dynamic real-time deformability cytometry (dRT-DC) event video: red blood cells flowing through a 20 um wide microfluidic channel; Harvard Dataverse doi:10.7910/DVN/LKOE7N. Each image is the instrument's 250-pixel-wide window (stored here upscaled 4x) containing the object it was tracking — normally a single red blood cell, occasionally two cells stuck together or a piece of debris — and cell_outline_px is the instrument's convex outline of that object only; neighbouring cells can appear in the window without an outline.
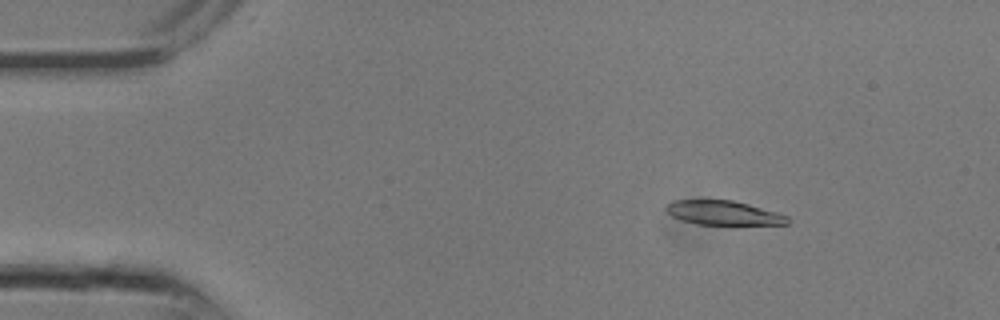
{"species": "common noctule bat (a hibernating species)", "species_latin": "Nyctalus noctula", "temperature_condition": "room temperature", "stored_images_in_passage": 13, "camera_frame_rate_fps": 3000, "um_per_image_px": 0.085, "animal": {"sex": "male", "body_mass_g": 13.3}, "frame": {"image": 1, "passage_image": 4, "time_ms": 1.0, "image_size_px": [1000, 320], "cell_outline_px": [[788, 224], [736, 228], [696, 224], [680, 220], [672, 216], [664, 208], [672, 200], [732, 200], [748, 204], [776, 212], [788, 216]], "centroid_in_image_um": [61.55, 18.17], "position_along_channel_um": 23.5, "area_um2": 18.26}}
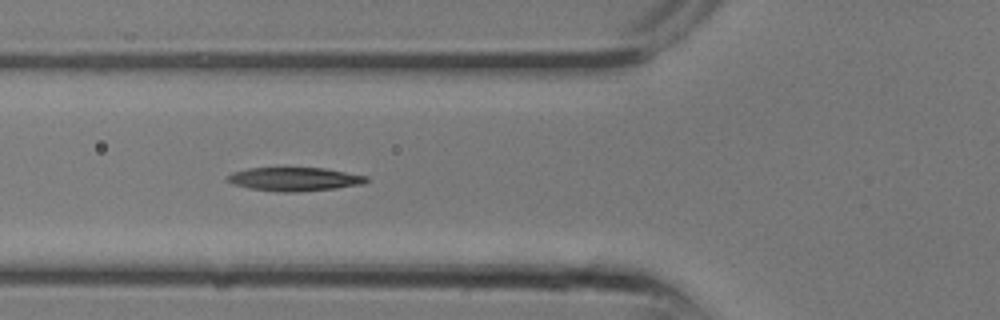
{"frame": {"image": 2, "passage_image": 10, "time_ms": 3.0, "image_size_px": [1000, 320], "cell_outline_px": [[368, 180], [364, 184], [336, 188], [292, 192], [284, 192], [248, 188], [232, 184], [224, 180], [232, 172], [248, 168], [324, 168], [368, 176]], "centroid_in_image_um": [25.01, 15.22], "position_along_channel_um": 100.8, "area_um2": 19.07}}
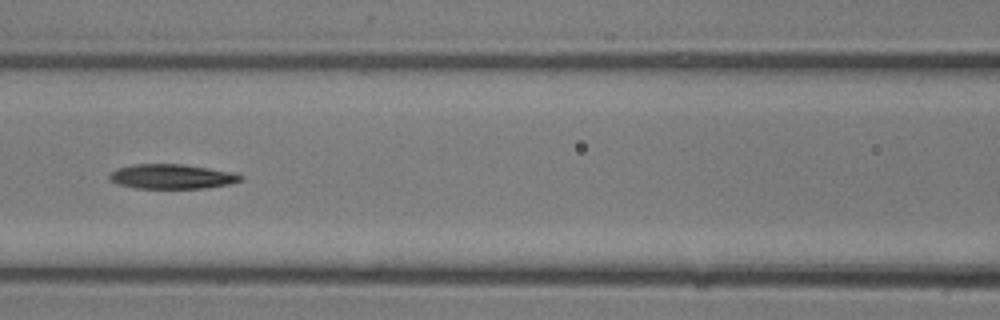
{"frame": {"image": 3, "passage_image": 12, "time_ms": 3.667, "image_size_px": [1000, 320], "cell_outline_px": [[244, 180], [228, 184], [204, 188], [136, 188], [116, 184], [108, 180], [108, 176], [116, 168], [132, 164], [184, 164], [236, 172], [244, 176]], "centroid_in_image_um": [14.61, 15.0], "position_along_channel_um": 152.0, "area_um2": 19.13}}